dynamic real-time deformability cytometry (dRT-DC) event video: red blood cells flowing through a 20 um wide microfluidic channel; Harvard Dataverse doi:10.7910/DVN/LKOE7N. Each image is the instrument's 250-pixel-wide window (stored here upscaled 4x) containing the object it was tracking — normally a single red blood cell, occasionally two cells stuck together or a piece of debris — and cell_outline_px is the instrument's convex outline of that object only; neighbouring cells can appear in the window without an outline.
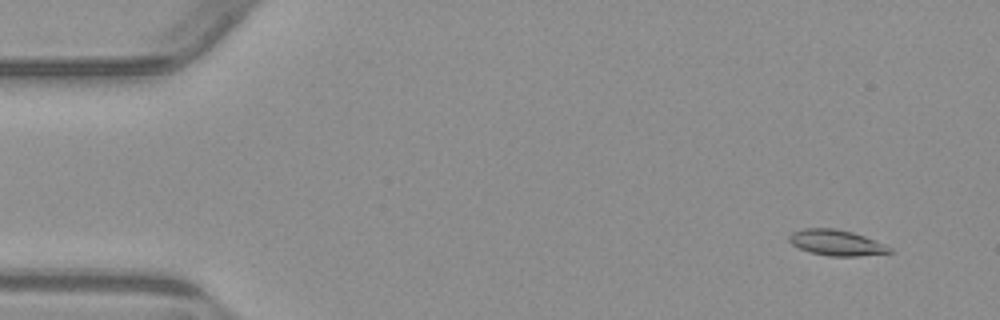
{"species": "common noctule bat (a hibernating species)", "species_latin": "Nyctalus noctula", "temperature_condition": "warm", "stored_images_in_passage": 54, "camera_frame_rate_fps": 3000, "um_per_image_px": 0.085, "animal": {"sex": "male", "body_mass_g": 23.1, "forearm_length_mm": 52.7}, "frame": {"image": 1, "passage_image": 4, "time_ms": 1.0, "image_size_px": [1000, 320], "cell_outline_px": [[892, 252], [856, 256], [828, 256], [808, 252], [792, 244], [788, 240], [788, 236], [792, 232], [804, 228], [836, 228], [852, 232], [864, 236], [884, 244], [892, 248]], "centroid_in_image_um": [71.06, 20.62], "position_along_channel_um": 13.9, "area_um2": 15.03}}
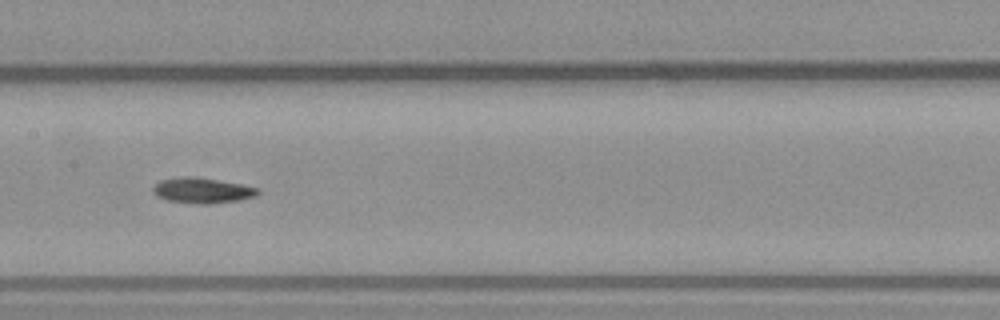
{"frame": {"image": 2, "passage_image": 27, "time_ms": 8.667, "image_size_px": [1000, 320], "cell_outline_px": [[260, 192], [256, 196], [236, 200], [208, 204], [200, 204], [168, 200], [156, 196], [152, 188], [160, 180], [176, 176], [196, 176], [240, 184], [260, 188]], "centroid_in_image_um": [17.17, 16.17], "position_along_channel_um": 190.2, "area_um2": 15.55}}
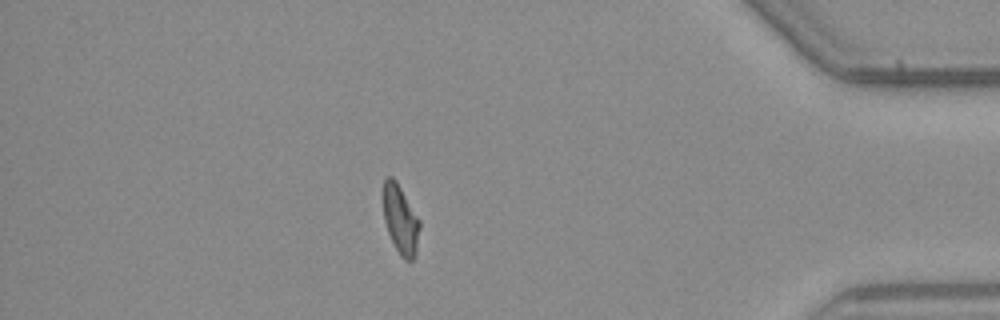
{"frame": {"image": 3, "passage_image": 47, "time_ms": 15.333, "image_size_px": [1000, 320], "cell_outline_px": [[420, 228], [416, 252], [412, 260], [404, 260], [400, 256], [388, 232], [384, 220], [384, 180], [388, 176], [392, 176], [396, 180], [420, 220]], "centroid_in_image_um": [34.06, 18.67], "position_along_channel_um": 401.1, "area_um2": 14.45}, "authors_computed_cell_mechanics": {"area_um2": 15.0858, "velocity_mm_per_s": 3.8308, "shape_relaxation_time_tau1_ms": null, "shape_relaxation_time_tau2_ms": 4.9084, "deformation_change_tau1": null, "deformation_change_tau2": 0.1029}}